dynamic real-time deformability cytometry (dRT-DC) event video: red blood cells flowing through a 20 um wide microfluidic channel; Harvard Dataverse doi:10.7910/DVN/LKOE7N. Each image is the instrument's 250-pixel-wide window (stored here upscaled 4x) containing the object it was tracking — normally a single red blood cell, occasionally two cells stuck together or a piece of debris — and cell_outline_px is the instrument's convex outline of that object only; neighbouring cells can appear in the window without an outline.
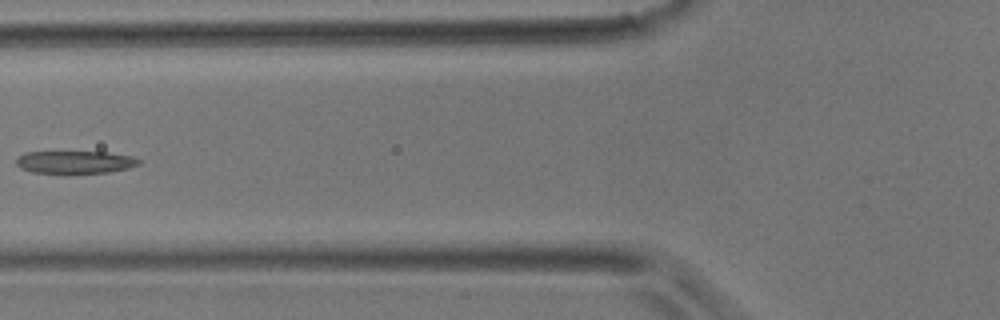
{"species": "common noctule bat (a hibernating species)", "species_latin": "Nyctalus noctula", "temperature_condition": "room temperature", "stored_images_in_passage": 3, "camera_frame_rate_fps": 3000, "um_per_image_px": 0.085, "animal": {"sex": "male", "body_mass_g": 17.9}, "frame": {"image": 1, "passage_image": 3, "time_ms": 0.667, "image_size_px": [1000, 320], "cell_outline_px": [[140, 164], [128, 168], [108, 172], [64, 176], [32, 172], [20, 168], [16, 164], [16, 160], [24, 152], [108, 152], [132, 156], [140, 160]], "centroid_in_image_um": [6.35, 13.82], "position_along_channel_um": 119.4, "area_um2": 16.94}}